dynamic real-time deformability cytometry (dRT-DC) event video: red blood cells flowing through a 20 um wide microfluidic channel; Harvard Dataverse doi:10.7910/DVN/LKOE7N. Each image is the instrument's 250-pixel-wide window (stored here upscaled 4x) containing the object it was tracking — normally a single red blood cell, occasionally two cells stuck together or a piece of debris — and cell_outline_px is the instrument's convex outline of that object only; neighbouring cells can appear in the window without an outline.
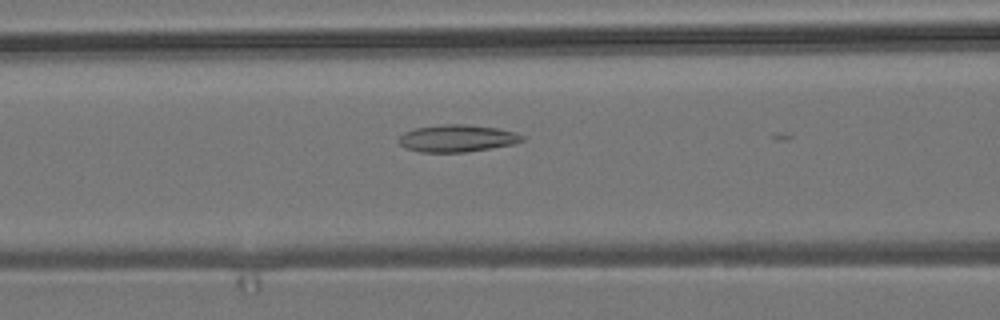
{"species": "common noctule bat (a hibernating species)", "species_latin": "Nyctalus noctula", "temperature_condition": "room temperature", "stored_images_in_passage": 13, "camera_frame_rate_fps": 3000, "um_per_image_px": 0.085, "animal": {"sex": "male", "body_mass_g": 19.2, "forearm_length_mm": 51.8}, "frame": {"image": 1, "passage_image": 10, "time_ms": 3.0, "image_size_px": [1000, 320], "cell_outline_px": [[524, 140], [516, 144], [492, 148], [464, 152], [420, 152], [404, 148], [396, 140], [404, 132], [416, 128], [444, 124], [468, 124], [496, 128], [516, 132], [524, 136]], "centroid_in_image_um": [38.86, 11.76], "position_along_channel_um": 127.7, "area_um2": 19.71}}